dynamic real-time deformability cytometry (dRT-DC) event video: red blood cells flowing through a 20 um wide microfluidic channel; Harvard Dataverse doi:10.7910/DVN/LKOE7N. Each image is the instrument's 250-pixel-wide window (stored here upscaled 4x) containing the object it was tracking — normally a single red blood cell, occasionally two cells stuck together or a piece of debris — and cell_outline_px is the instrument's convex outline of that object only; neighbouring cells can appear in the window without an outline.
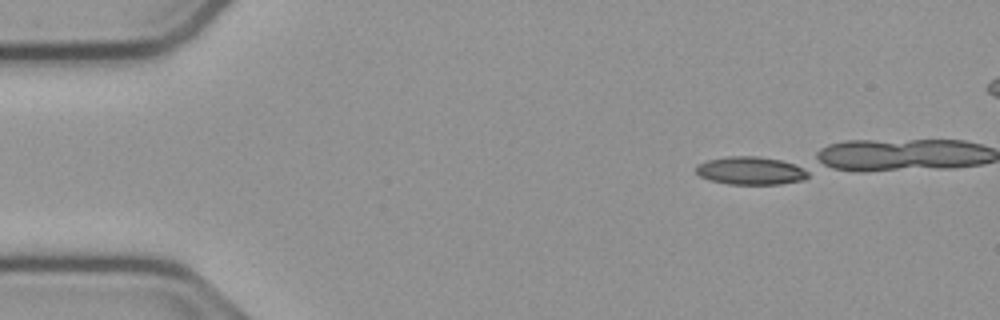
{"species": "common noctule bat (a hibernating species)", "species_latin": "Nyctalus noctula", "temperature_condition": "cold", "stored_images_in_passage": 37, "camera_frame_rate_fps": 3000, "um_per_image_px": 0.085, "animal": {"sex": "male", "body_mass_g": 23.1, "forearm_length_mm": 52.7}, "frame": {"image": 1, "passage_image": 1, "time_ms": 0.0, "image_size_px": [1000, 320], "cell_outline_px": [[808, 176], [804, 180], [780, 184], [728, 184], [712, 180], [700, 176], [696, 172], [696, 164], [708, 160], [728, 156], [756, 156], [780, 160], [808, 168]], "centroid_in_image_um": [63.84, 14.51], "position_along_channel_um": 21.2, "area_um2": 18.32}}
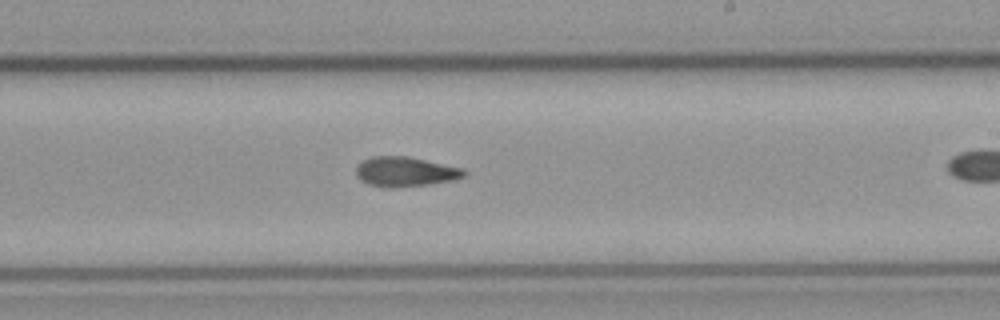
{"frame": {"image": 2, "passage_image": 26, "time_ms": 8.333, "image_size_px": [1000, 320], "cell_outline_px": [[468, 172], [464, 176], [456, 180], [428, 184], [392, 188], [388, 188], [368, 184], [360, 180], [356, 176], [356, 164], [360, 160], [372, 156], [408, 156], [464, 168]], "centroid_in_image_um": [34.43, 14.59], "position_along_channel_um": 254.6, "area_um2": 19.07}}
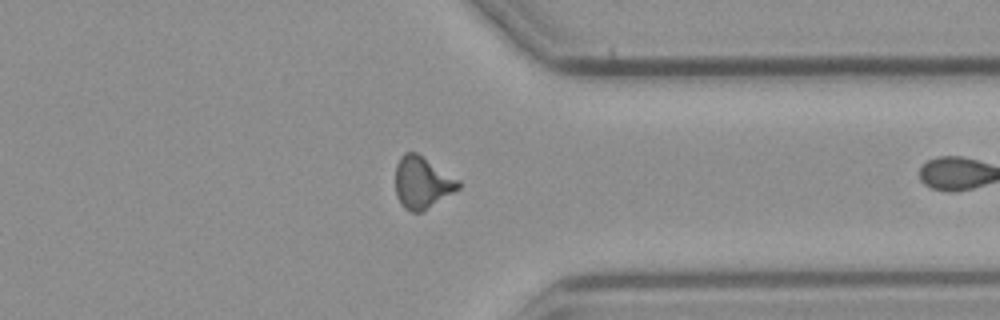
{"frame": {"image": 3, "passage_image": 36, "time_ms": 11.667, "image_size_px": [1000, 320], "cell_outline_px": [[460, 188], [420, 212], [412, 212], [404, 208], [400, 204], [396, 196], [396, 164], [400, 156], [404, 152], [416, 152], [460, 180]], "centroid_in_image_um": [35.86, 15.5], "position_along_channel_um": 375.5, "area_um2": 18.9}}